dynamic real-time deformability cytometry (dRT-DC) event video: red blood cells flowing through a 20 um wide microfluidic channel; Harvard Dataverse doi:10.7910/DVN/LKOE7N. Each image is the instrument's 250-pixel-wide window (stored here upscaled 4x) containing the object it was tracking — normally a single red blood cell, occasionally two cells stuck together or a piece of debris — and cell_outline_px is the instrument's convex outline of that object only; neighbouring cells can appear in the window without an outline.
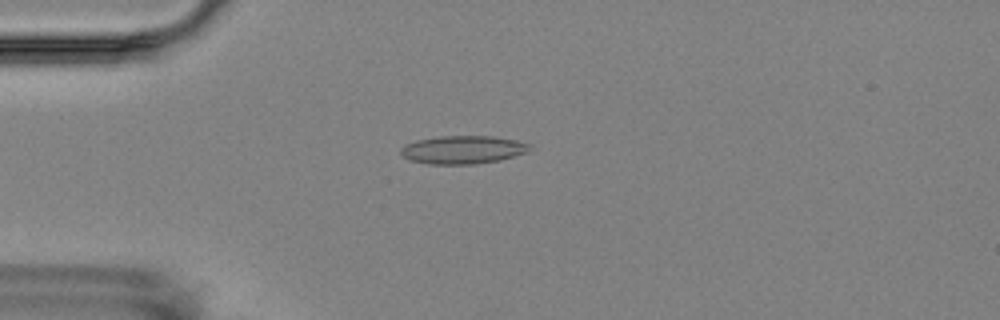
{"species": "Egyptian fruit bat (a non-hibernating species)", "species_latin": "Rousettus aegyptiacus", "temperature_condition": "room temperature", "stored_images_in_passage": 2, "camera_frame_rate_fps": 3000, "um_per_image_px": 0.085, "animal": {"sex": "female"}, "frame": {"image": 1, "passage_image": 1, "time_ms": 0.0, "image_size_px": [1000, 320], "cell_outline_px": [[532, 148], [528, 152], [500, 160], [476, 164], [428, 164], [412, 160], [404, 156], [400, 152], [400, 148], [404, 144], [416, 140], [440, 136], [492, 136], [516, 140], [532, 144]], "centroid_in_image_um": [39.37, 12.72], "position_along_channel_um": 45.6, "area_um2": 21.27}}